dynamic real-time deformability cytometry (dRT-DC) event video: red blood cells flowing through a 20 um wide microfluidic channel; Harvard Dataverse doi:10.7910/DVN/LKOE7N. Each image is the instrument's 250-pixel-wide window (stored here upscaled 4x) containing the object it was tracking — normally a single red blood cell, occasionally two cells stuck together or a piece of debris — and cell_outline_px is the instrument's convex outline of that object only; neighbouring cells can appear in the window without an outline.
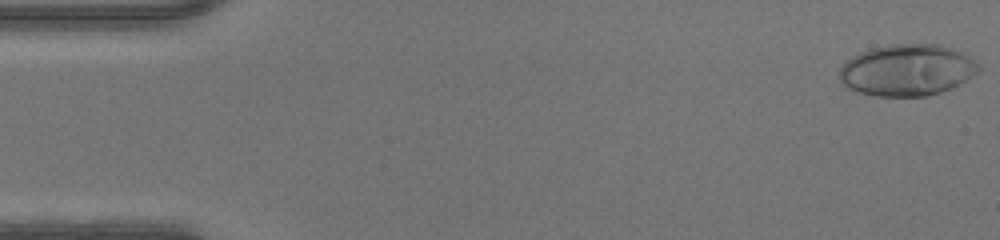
{"species": "human", "species_latin": "Homo sapiens", "temperature_condition": "warm", "stored_images_in_passage": 47, "camera_frame_rate_fps": 3000, "um_per_image_px": 0.085, "donor": {"sex": "male"}, "frame": {"image": 1, "passage_image": 1, "time_ms": 0.0, "image_size_px": [1000, 240], "cell_outline_px": [[980, 68], [972, 76], [940, 92], [924, 96], [876, 96], [856, 92], [848, 88], [840, 80], [840, 68], [852, 56], [860, 52], [872, 48], [888, 44], [940, 44], [964, 52], [980, 64]], "centroid_in_image_um": [77.09, 5.94], "position_along_channel_um": 7.9, "area_um2": 41.67}}
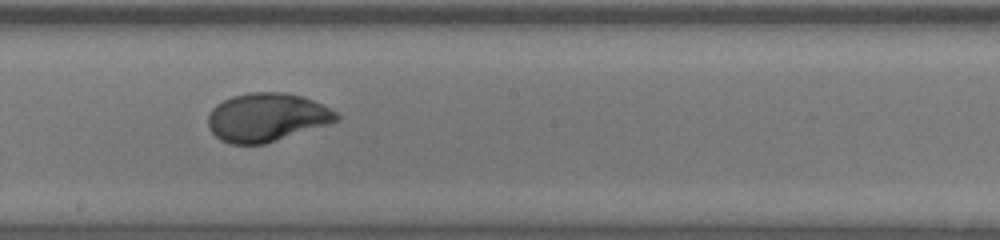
{"frame": {"image": 2, "passage_image": 26, "time_ms": 8.333, "image_size_px": [1000, 240], "cell_outline_px": [[340, 120], [328, 124], [264, 144], [228, 144], [220, 140], [208, 128], [208, 116], [212, 108], [216, 104], [232, 96], [248, 92], [284, 92], [304, 96], [336, 112], [340, 116]], "centroid_in_image_um": [22.65, 9.97], "position_along_channel_um": 225.6, "area_um2": 36.24}}
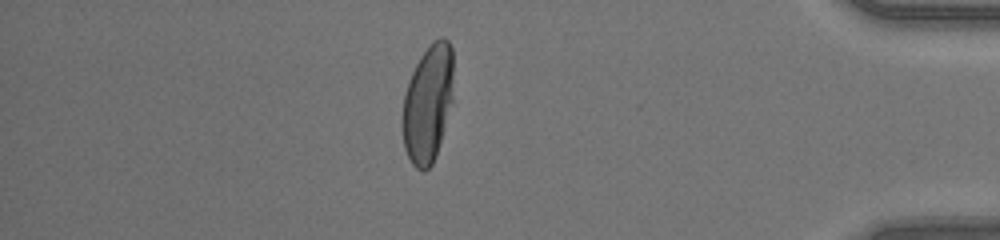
{"frame": {"image": 3, "passage_image": 41, "time_ms": 13.333, "image_size_px": [1000, 240], "cell_outline_px": [[452, 104], [436, 156], [432, 164], [424, 172], [416, 168], [412, 164], [404, 148], [400, 124], [404, 96], [408, 80], [420, 56], [440, 36], [444, 36], [448, 40], [452, 48]], "centroid_in_image_um": [36.34, 8.84], "position_along_channel_um": 398.9, "area_um2": 35.26}}